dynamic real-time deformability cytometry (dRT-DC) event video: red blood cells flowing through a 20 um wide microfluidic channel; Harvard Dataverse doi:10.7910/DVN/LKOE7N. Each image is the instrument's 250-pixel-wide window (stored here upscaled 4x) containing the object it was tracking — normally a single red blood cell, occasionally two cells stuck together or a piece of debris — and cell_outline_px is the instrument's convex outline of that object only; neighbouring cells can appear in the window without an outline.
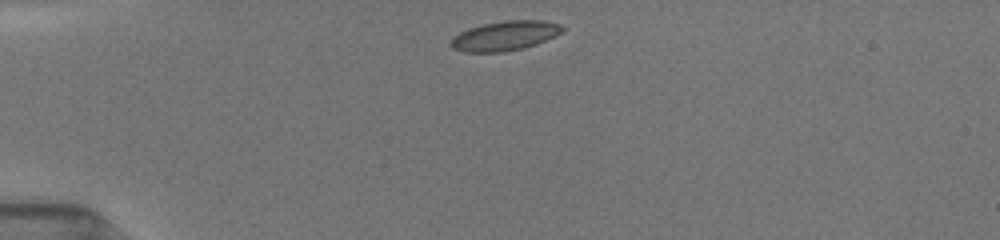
{"species": "common noctule bat (a hibernating species)", "species_latin": "Nyctalus noctula", "temperature_condition": "room temperature", "stored_images_in_passage": 31, "camera_frame_rate_fps": 3000, "um_per_image_px": 0.085, "animal": {"sex": "female", "body_mass_g": 19.5, "forearm_length_mm": 54.1}, "frame": {"image": 1, "passage_image": 1, "time_ms": 0.0, "image_size_px": [1000, 240], "cell_outline_px": [[564, 28], [556, 36], [536, 44], [524, 48], [504, 52], [464, 52], [452, 48], [448, 44], [452, 36], [468, 28], [484, 24], [504, 20], [544, 20], [560, 24]], "centroid_in_image_um": [42.88, 3.04], "position_along_channel_um": 42.1, "area_um2": 19.42}}
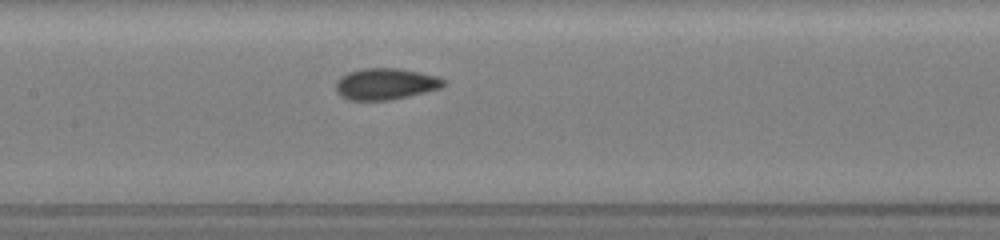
{"frame": {"image": 2, "passage_image": 11, "time_ms": 4.333, "image_size_px": [1000, 240], "cell_outline_px": [[444, 84], [440, 88], [408, 96], [388, 100], [348, 100], [340, 96], [336, 92], [336, 80], [340, 76], [348, 72], [364, 68], [396, 68], [420, 72], [440, 76], [444, 80]], "centroid_in_image_um": [32.74, 7.13], "position_along_channel_um": 174.7, "area_um2": 19.77}}
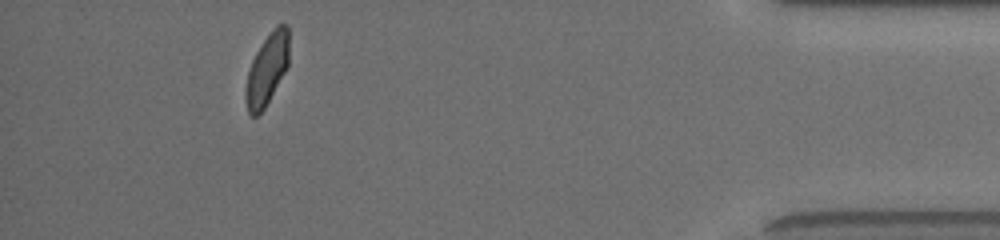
{"frame": {"image": 3, "passage_image": 28, "time_ms": 11.667, "image_size_px": [1000, 240], "cell_outline_px": [[288, 68], [264, 108], [256, 116], [252, 116], [248, 112], [244, 96], [244, 88], [248, 72], [252, 60], [256, 52], [264, 40], [276, 24], [288, 24]], "centroid_in_image_um": [22.69, 5.9], "position_along_channel_um": 412.5, "area_um2": 18.03}, "authors_computed_cell_mechanics": {"area_um2": 19.1318, "velocity_mm_per_s": 3.9357, "shape_relaxation_time_tau1_ms": 2.4372, "shape_relaxation_time_tau2_ms": 0.7691, "deformation_change_tau1": 0.0943, "deformation_change_tau2": 0.0548}}